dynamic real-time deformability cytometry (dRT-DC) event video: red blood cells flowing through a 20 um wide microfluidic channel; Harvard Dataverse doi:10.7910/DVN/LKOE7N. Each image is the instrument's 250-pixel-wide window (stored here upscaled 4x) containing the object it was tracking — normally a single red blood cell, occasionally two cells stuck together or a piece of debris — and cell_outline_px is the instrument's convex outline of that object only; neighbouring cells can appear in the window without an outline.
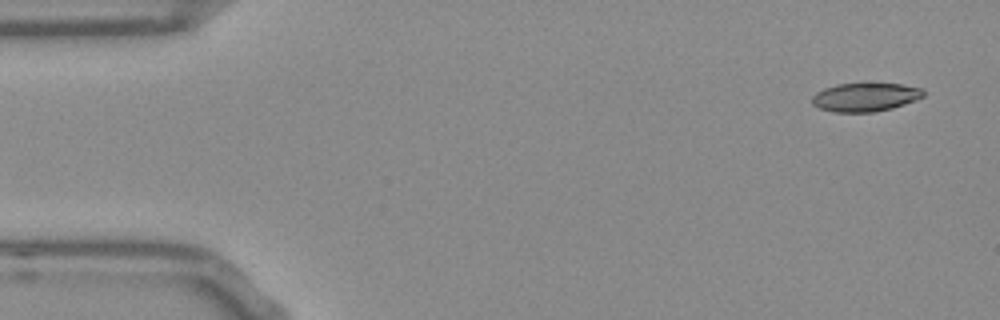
{"species": "Egyptian fruit bat (a non-hibernating species)", "species_latin": "Rousettus aegyptiacus", "temperature_condition": "room temperature", "stored_images_in_passage": 4, "camera_frame_rate_fps": 3000, "um_per_image_px": 0.085, "frame": {"image": 1, "passage_image": 1, "time_ms": 0.0, "image_size_px": [1000, 320], "cell_outline_px": [[924, 96], [916, 100], [892, 108], [872, 112], [832, 112], [820, 108], [812, 104], [812, 96], [816, 92], [824, 88], [836, 84], [864, 80], [904, 84], [924, 88]], "centroid_in_image_um": [73.57, 8.19], "position_along_channel_um": 11.4, "area_um2": 19.54}}